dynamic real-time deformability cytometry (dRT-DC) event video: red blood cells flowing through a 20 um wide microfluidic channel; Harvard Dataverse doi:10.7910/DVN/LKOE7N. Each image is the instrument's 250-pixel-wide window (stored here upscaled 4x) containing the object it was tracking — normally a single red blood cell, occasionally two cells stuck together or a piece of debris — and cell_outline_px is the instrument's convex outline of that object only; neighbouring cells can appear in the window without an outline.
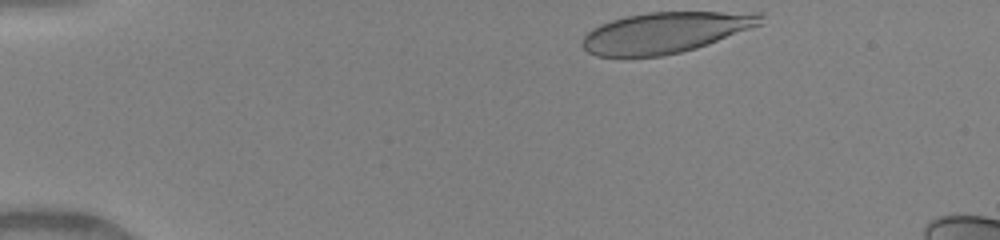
{"species": "human", "species_latin": "Homo sapiens", "temperature_condition": "warm", "stored_images_in_passage": 23, "camera_frame_rate_fps": 3000, "um_per_image_px": 0.085, "donor": {"sex": "female"}, "frame": {"image": 1, "passage_image": 1, "time_ms": 0.0, "image_size_px": [1000, 240], "cell_outline_px": [[764, 16], [760, 24], [708, 44], [696, 48], [680, 52], [660, 56], [596, 56], [588, 52], [580, 44], [584, 36], [592, 28], [600, 24], [612, 20], [628, 16], [648, 12], [764, 12]], "centroid_in_image_um": [56.54, 2.75], "position_along_channel_um": 28.5, "area_um2": 42.14}}
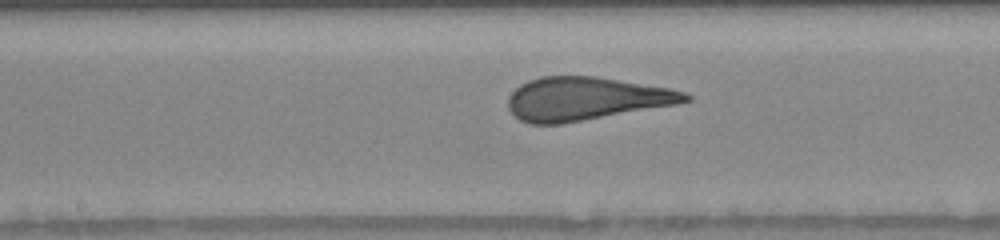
{"frame": {"image": 2, "passage_image": 19, "time_ms": 6.0, "image_size_px": [1000, 240], "cell_outline_px": [[692, 100], [676, 104], [560, 124], [528, 124], [520, 120], [508, 108], [508, 96], [520, 84], [528, 80], [540, 76], [596, 76], [668, 88], [684, 92], [692, 96]], "centroid_in_image_um": [49.75, 8.38], "position_along_channel_um": 198.4, "area_um2": 44.39}}
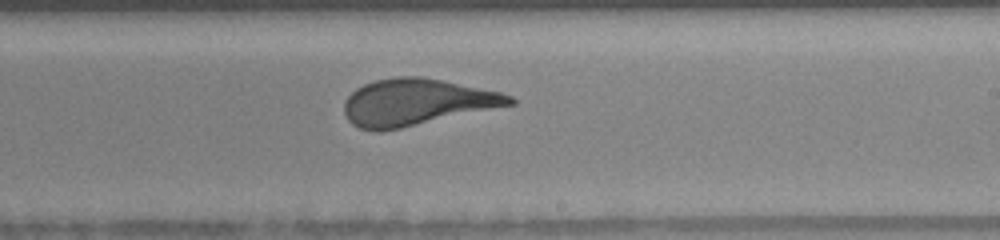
{"frame": {"image": 3, "passage_image": 23, "time_ms": 7.333, "image_size_px": [1000, 240], "cell_outline_px": [[516, 104], [400, 128], [380, 132], [376, 132], [360, 128], [352, 124], [348, 120], [344, 112], [344, 100], [356, 88], [364, 84], [376, 80], [396, 76], [420, 76], [500, 92], [512, 96], [516, 100]], "centroid_in_image_um": [35.38, 8.69], "position_along_channel_um": 253.6, "area_um2": 44.8}}